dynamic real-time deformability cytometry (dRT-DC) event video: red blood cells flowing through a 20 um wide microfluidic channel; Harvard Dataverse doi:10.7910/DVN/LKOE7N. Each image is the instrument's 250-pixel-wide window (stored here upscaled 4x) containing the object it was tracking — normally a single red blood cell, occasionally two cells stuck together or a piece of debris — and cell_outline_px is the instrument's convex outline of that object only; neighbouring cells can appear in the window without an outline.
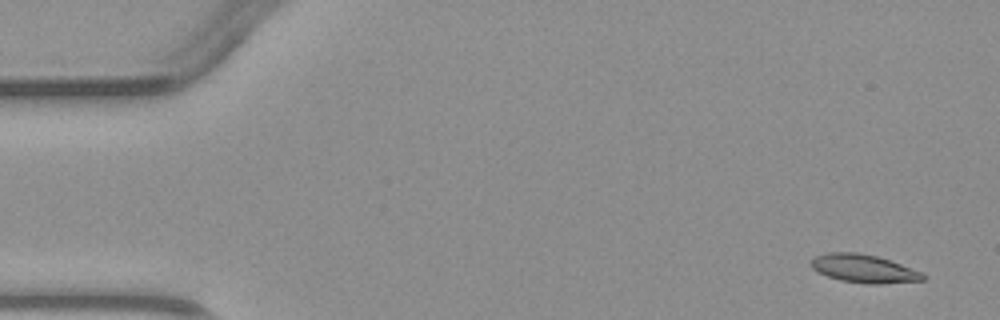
{"species": "common noctule bat (a hibernating species)", "species_latin": "Nyctalus noctula", "temperature_condition": "warm", "stored_images_in_passage": 4, "camera_frame_rate_fps": 3000, "um_per_image_px": 0.085, "animal": {"sex": "male", "body_mass_g": 23.1, "forearm_length_mm": 52.7}, "frame": {"image": 1, "passage_image": 1, "time_ms": 0.0, "image_size_px": [1000, 320], "cell_outline_px": [[928, 276], [924, 280], [880, 284], [868, 284], [840, 280], [816, 272], [812, 268], [812, 260], [816, 256], [828, 252], [856, 252], [876, 256], [924, 272]], "centroid_in_image_um": [73.46, 22.84], "position_along_channel_um": 11.5, "area_um2": 18.38}}
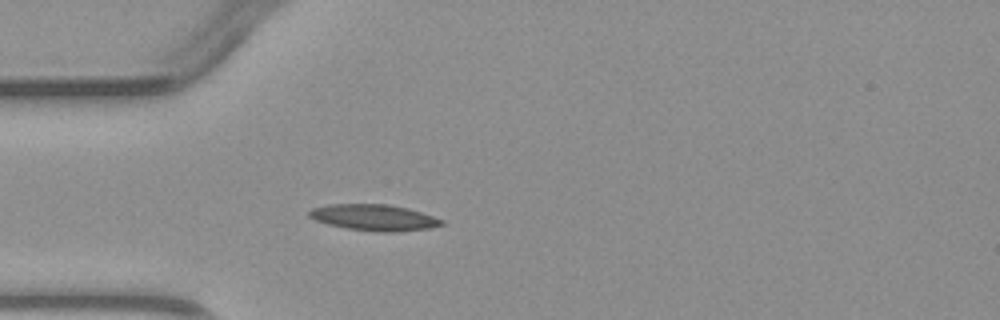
{"frame": {"image": 2, "passage_image": 4, "time_ms": 3.667, "image_size_px": [1000, 320], "cell_outline_px": [[444, 224], [428, 228], [396, 232], [380, 232], [348, 228], [328, 224], [316, 220], [308, 216], [308, 212], [312, 208], [328, 204], [388, 204], [408, 208], [444, 220]], "centroid_in_image_um": [31.78, 18.48], "position_along_channel_um": 53.2, "area_um2": 20.06}}